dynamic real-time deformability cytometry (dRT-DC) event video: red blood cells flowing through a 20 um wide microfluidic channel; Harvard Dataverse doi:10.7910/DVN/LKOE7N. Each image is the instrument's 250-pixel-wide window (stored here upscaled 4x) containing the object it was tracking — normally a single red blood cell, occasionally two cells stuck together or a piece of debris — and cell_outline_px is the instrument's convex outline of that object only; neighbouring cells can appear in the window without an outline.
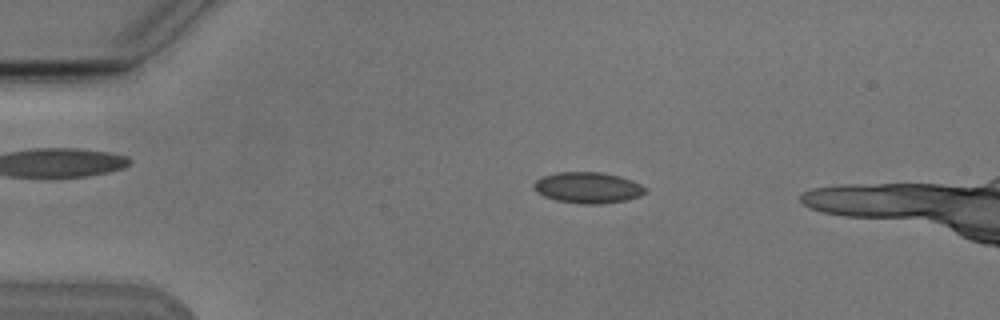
{"species": "Egyptian fruit bat (a non-hibernating species)", "species_latin": "Rousettus aegyptiacus", "temperature_condition": "cold", "stored_images_in_passage": 6, "camera_frame_rate_fps": 3000, "um_per_image_px": 0.085, "animal": {"sex": "male"}, "frame": {"image": 1, "passage_image": 4, "time_ms": 3.667, "image_size_px": [1000, 320], "cell_outline_px": [[648, 192], [640, 196], [624, 200], [600, 204], [584, 204], [556, 200], [544, 196], [536, 192], [532, 188], [532, 184], [536, 180], [544, 176], [556, 172], [600, 172], [620, 176], [632, 180], [648, 188]], "centroid_in_image_um": [49.97, 15.95], "position_along_channel_um": 35.0, "area_um2": 20.29}}